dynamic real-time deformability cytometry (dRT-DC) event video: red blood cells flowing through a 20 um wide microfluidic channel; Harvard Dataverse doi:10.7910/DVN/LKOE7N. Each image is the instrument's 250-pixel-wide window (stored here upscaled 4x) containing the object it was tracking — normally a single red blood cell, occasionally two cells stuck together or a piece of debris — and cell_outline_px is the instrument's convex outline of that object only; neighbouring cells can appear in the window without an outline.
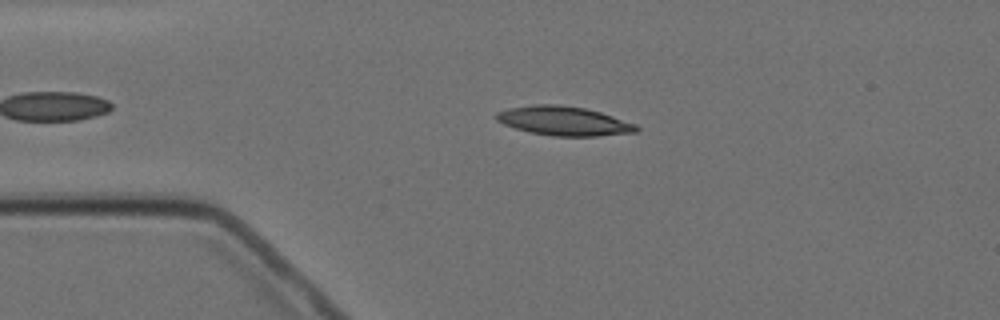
{"species": "Egyptian fruit bat (a non-hibernating species)", "species_latin": "Rousettus aegyptiacus", "temperature_condition": "cold", "stored_images_in_passage": 4, "camera_frame_rate_fps": 3000, "um_per_image_px": 0.085, "animal": {"sex": "female"}, "frame": {"image": 1, "passage_image": 3, "time_ms": 2.333, "image_size_px": [1000, 320], "cell_outline_px": [[640, 132], [596, 136], [552, 136], [528, 132], [504, 124], [496, 120], [492, 116], [496, 112], [508, 108], [536, 104], [556, 104], [584, 108], [600, 112], [636, 124], [640, 128]], "centroid_in_image_um": [47.91, 10.28], "position_along_channel_um": 37.1, "area_um2": 23.93}}